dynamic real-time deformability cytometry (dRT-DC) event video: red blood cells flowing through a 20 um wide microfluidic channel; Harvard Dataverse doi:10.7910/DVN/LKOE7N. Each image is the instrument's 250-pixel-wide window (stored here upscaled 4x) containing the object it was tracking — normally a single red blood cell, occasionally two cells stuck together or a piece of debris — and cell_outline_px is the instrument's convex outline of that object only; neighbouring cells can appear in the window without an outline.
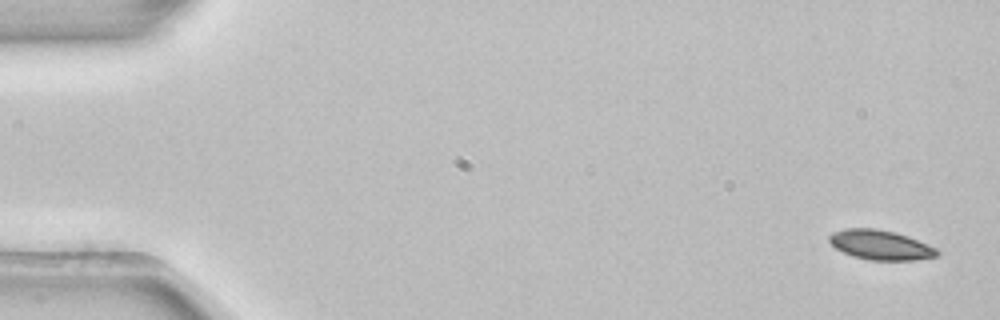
{"species": "common noctule bat (a hibernating species)", "species_latin": "Nyctalus noctula", "temperature_condition": "room temperature", "stored_images_in_passage": 4, "camera_frame_rate_fps": 3000, "um_per_image_px": 0.085, "animal": {"sex": "female", "body_mass_g": 22.7, "forearm_length_mm": 54.2}, "frame": {"image": 1, "passage_image": 1, "time_ms": 0.0, "image_size_px": [1000, 320], "cell_outline_px": [[940, 252], [936, 256], [916, 260], [868, 260], [852, 256], [836, 248], [828, 240], [828, 236], [832, 232], [844, 228], [876, 228], [896, 232], [908, 236], [936, 248]], "centroid_in_image_um": [74.82, 20.81], "position_along_channel_um": 10.2, "area_um2": 18.73}}
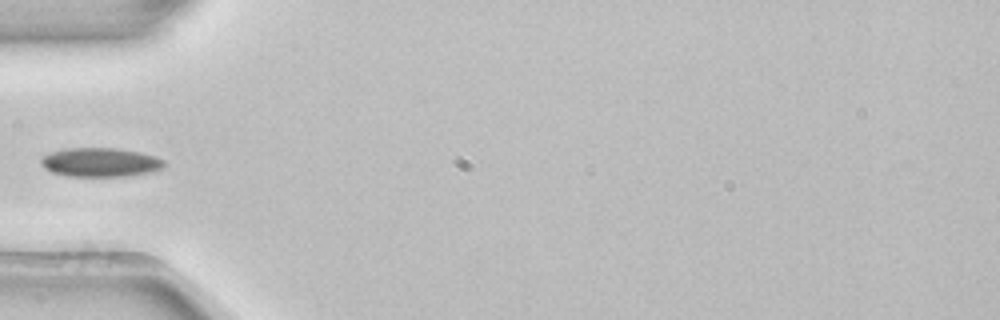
{"frame": {"image": 2, "passage_image": 4, "time_ms": 1.0, "image_size_px": [1000, 320], "cell_outline_px": [[164, 168], [152, 172], [128, 176], [68, 176], [52, 172], [44, 168], [40, 164], [40, 160], [44, 156], [52, 152], [68, 148], [116, 148], [140, 152], [156, 156], [164, 160]], "centroid_in_image_um": [8.56, 13.8], "position_along_channel_um": 76.4, "area_um2": 20.87}}